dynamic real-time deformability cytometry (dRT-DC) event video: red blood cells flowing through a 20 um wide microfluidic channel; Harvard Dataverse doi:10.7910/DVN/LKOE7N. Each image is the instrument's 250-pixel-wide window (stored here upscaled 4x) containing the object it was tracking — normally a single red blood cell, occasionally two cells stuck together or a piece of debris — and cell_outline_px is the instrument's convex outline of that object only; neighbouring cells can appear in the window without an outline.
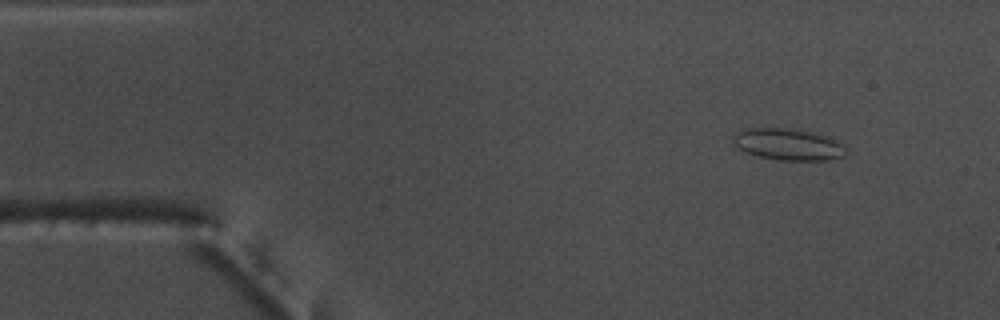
{"species": "common noctule bat (a hibernating species)", "species_latin": "Nyctalus noctula", "temperature_condition": "warm", "stored_images_in_passage": 55, "camera_frame_rate_fps": 3000, "um_per_image_px": 0.085, "animal": {"sex": "male", "body_mass_g": 17.5, "forearm_length_mm": 52.3}, "frame": {"image": 1, "passage_image": 6, "time_ms": 1.667, "image_size_px": [1000, 320], "cell_outline_px": [[848, 152], [844, 156], [828, 160], [780, 160], [760, 156], [744, 152], [732, 140], [732, 136], [736, 132], [744, 128], [792, 128], [824, 136], [840, 144]], "centroid_in_image_um": [66.94, 12.27], "position_along_channel_um": 18.1, "area_um2": 20.46}}
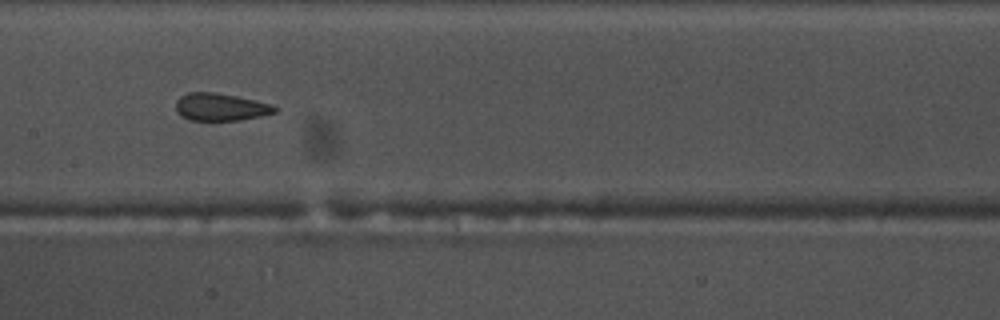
{"frame": {"image": 2, "passage_image": 27, "time_ms": 8.667, "image_size_px": [1000, 320], "cell_outline_px": [[276, 112], [260, 116], [240, 120], [188, 120], [180, 116], [176, 112], [176, 100], [180, 96], [188, 92], [212, 92], [236, 96], [268, 104], [276, 108]], "centroid_in_image_um": [18.66, 9.1], "position_along_channel_um": 188.7, "area_um2": 15.66}}
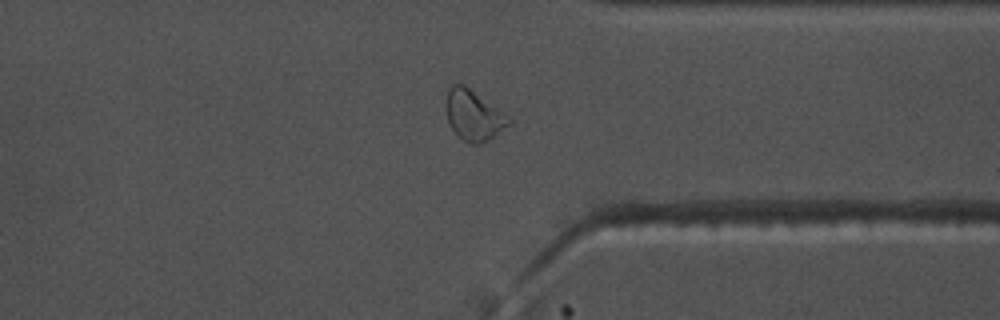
{"frame": {"image": 3, "passage_image": 42, "time_ms": 13.667, "image_size_px": [1000, 320], "cell_outline_px": [[512, 124], [488, 140], [480, 144], [468, 144], [452, 128], [448, 120], [448, 88], [452, 84], [464, 84], [512, 116]], "centroid_in_image_um": [40.36, 9.8], "position_along_channel_um": 371.0, "area_um2": 18.44}, "authors_computed_cell_mechanics": {"area_um2": 16.9354, "velocity_mm_per_s": 3.7103, "shape_relaxation_time_tau1_ms": 6.2598, "shape_relaxation_time_tau2_ms": 1.6721, "deformation_change_tau1": 0.1295, "deformation_change_tau2": 0.0787}}